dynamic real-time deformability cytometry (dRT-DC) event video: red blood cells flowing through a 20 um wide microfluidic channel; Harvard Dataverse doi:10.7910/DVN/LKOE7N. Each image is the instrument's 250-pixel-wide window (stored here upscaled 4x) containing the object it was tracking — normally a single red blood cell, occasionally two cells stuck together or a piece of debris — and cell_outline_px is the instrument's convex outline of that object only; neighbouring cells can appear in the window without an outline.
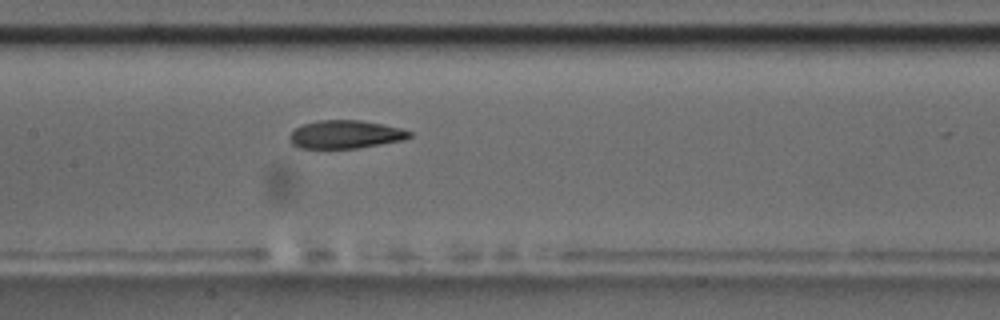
{"species": "common noctule bat (a hibernating species)", "species_latin": "Nyctalus noctula", "temperature_condition": "room temperature", "stored_images_in_passage": 41, "camera_frame_rate_fps": 3000, "um_per_image_px": 0.085, "animal": {"sex": "male", "body_mass_g": 17.5, "forearm_length_mm": 52.3}, "frame": {"image": 1, "passage_image": 12, "time_ms": 3.667, "image_size_px": [1000, 320], "cell_outline_px": [[412, 136], [404, 140], [356, 148], [300, 148], [292, 144], [288, 136], [296, 128], [304, 124], [320, 120], [360, 120], [400, 128], [412, 132]], "centroid_in_image_um": [29.36, 11.43], "position_along_channel_um": 178.0, "area_um2": 19.48}, "authors_computed_cell_mechanics": {"area_um2": 20.6924, "velocity_mm_per_s": 3.6873, "shape_relaxation_time_tau1_ms": null, "shape_relaxation_time_tau2_ms": 2.4632, "deformation_change_tau1": null, "deformation_change_tau2": 0.0861}}